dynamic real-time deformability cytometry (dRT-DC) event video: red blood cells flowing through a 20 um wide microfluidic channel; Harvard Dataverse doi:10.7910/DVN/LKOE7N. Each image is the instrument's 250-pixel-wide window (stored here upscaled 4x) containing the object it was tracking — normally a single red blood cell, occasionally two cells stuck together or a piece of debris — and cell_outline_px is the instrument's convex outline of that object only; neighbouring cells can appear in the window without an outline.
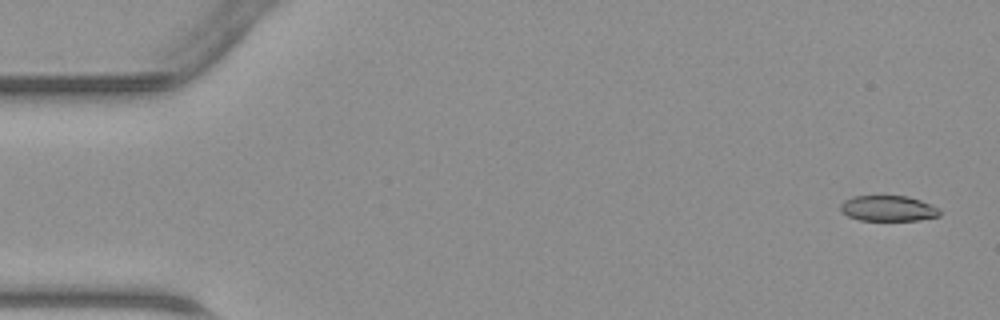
{"species": "common noctule bat (a hibernating species)", "species_latin": "Nyctalus noctula", "temperature_condition": "warm", "stored_images_in_passage": 46, "camera_frame_rate_fps": 3000, "um_per_image_px": 0.085, "animal": {"sex": "male", "body_mass_g": 23.1, "forearm_length_mm": 52.7}, "frame": {"image": 1, "passage_image": 2, "time_ms": 0.333, "image_size_px": [1000, 320], "cell_outline_px": [[940, 216], [920, 220], [860, 220], [848, 216], [840, 212], [840, 204], [844, 200], [852, 196], [908, 196], [932, 204], [940, 208]], "centroid_in_image_um": [75.5, 17.71], "position_along_channel_um": 9.5, "area_um2": 14.97}}
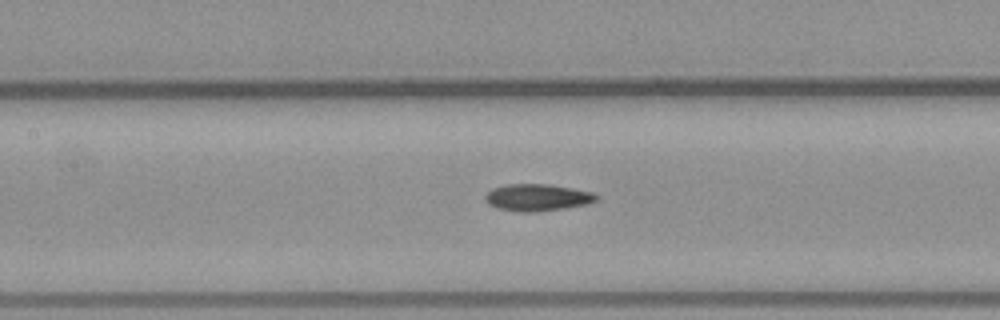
{"frame": {"image": 2, "passage_image": 21, "time_ms": 6.667, "image_size_px": [1000, 320], "cell_outline_px": [[596, 200], [588, 204], [564, 208], [532, 212], [524, 212], [496, 208], [488, 204], [484, 200], [484, 196], [492, 188], [508, 184], [548, 184], [572, 188], [592, 192], [596, 196]], "centroid_in_image_um": [45.63, 16.78], "position_along_channel_um": 161.8, "area_um2": 17.34}}
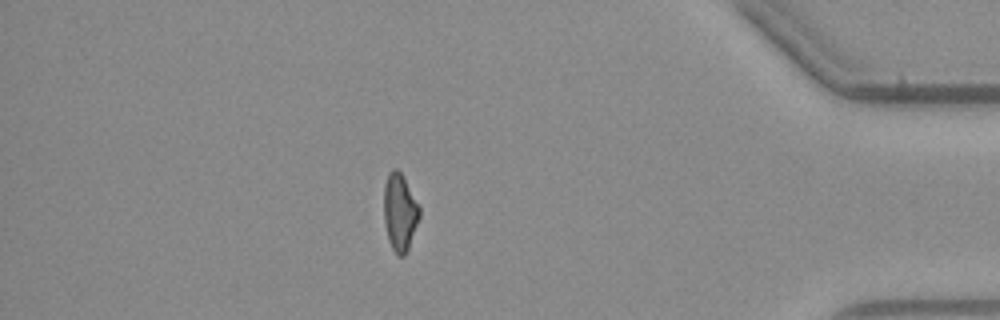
{"frame": {"image": 3, "passage_image": 40, "time_ms": 13.0, "image_size_px": [1000, 320], "cell_outline_px": [[420, 216], [408, 248], [404, 256], [396, 256], [388, 240], [384, 220], [384, 184], [388, 172], [392, 168], [396, 168], [404, 176], [420, 208]], "centroid_in_image_um": [33.97, 18.01], "position_along_channel_um": 401.2, "area_um2": 16.13}}